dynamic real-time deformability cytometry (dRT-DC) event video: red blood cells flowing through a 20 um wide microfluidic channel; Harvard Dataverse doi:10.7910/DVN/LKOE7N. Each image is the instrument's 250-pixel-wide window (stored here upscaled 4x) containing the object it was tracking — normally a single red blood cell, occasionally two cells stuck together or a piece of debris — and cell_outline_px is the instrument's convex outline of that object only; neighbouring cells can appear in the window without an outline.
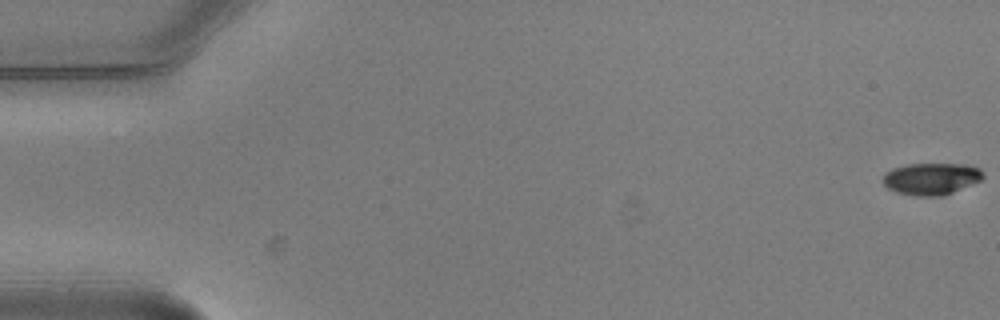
{"species": "common noctule bat (a hibernating species)", "species_latin": "Nyctalus noctula", "temperature_condition": "warm", "stored_images_in_passage": 5, "camera_frame_rate_fps": 3000, "um_per_image_px": 0.085, "animal": {"sex": "male", "body_mass_g": 20.5, "forearm_length_mm": 52.5}, "frame": {"image": 1, "passage_image": 1, "time_ms": 0.0, "image_size_px": [1000, 320], "cell_outline_px": [[984, 176], [980, 180], [944, 196], [916, 196], [896, 192], [888, 188], [884, 184], [884, 176], [892, 168], [908, 164], [968, 164], [980, 168], [984, 172]], "centroid_in_image_um": [79.19, 15.19], "position_along_channel_um": 5.8, "area_um2": 18.55}}